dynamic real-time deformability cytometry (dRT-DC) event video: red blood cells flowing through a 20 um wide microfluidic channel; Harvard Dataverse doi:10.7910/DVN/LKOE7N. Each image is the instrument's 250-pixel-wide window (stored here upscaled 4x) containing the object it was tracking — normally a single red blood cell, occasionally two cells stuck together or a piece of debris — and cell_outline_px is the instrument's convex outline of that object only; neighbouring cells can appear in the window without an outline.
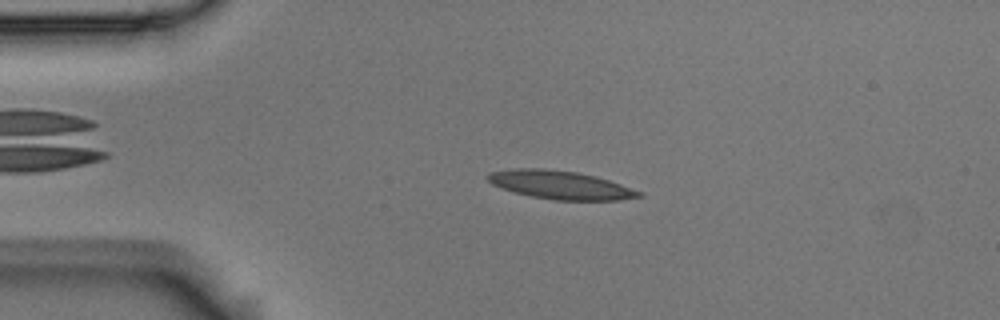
{"species": "Egyptian fruit bat (a non-hibernating species)", "species_latin": "Rousettus aegyptiacus", "temperature_condition": "room temperature", "stored_images_in_passage": 48, "camera_frame_rate_fps": 3000, "um_per_image_px": 0.085, "animal": {"sex": "male"}, "frame": {"image": 1, "passage_image": 11, "time_ms": 3.333, "image_size_px": [1000, 320], "cell_outline_px": [[644, 196], [616, 200], [556, 200], [532, 196], [516, 192], [492, 184], [484, 176], [492, 172], [516, 168], [544, 168], [576, 172], [596, 176], [644, 192]], "centroid_in_image_um": [47.66, 15.71], "position_along_channel_um": 37.3, "area_um2": 24.74}}
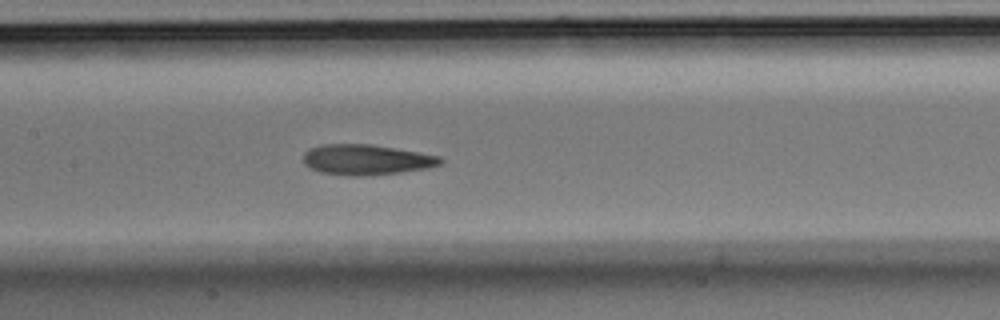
{"frame": {"image": 2, "passage_image": 25, "time_ms": 8.0, "image_size_px": [1000, 320], "cell_outline_px": [[444, 160], [440, 164], [428, 168], [400, 172], [360, 176], [352, 176], [320, 172], [308, 168], [304, 164], [304, 152], [308, 148], [320, 144], [372, 144], [440, 156]], "centroid_in_image_um": [31.09, 13.56], "position_along_channel_um": 176.3, "area_um2": 24.33}}
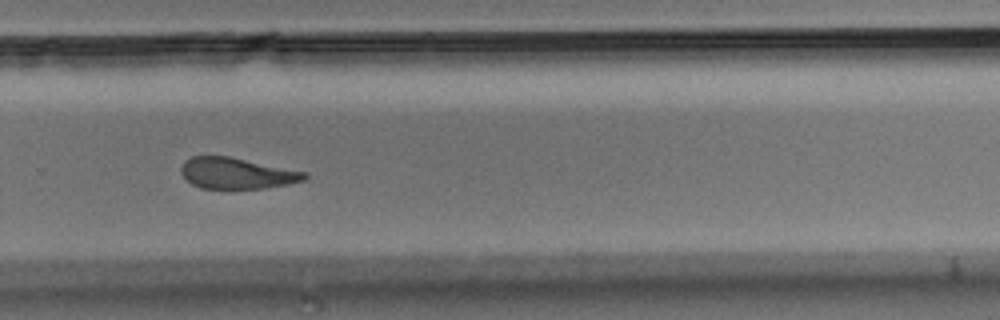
{"frame": {"image": 3, "passage_image": 36, "time_ms": 11.667, "image_size_px": [1000, 320], "cell_outline_px": [[308, 176], [304, 180], [288, 184], [264, 188], [200, 188], [192, 184], [180, 172], [180, 168], [184, 160], [192, 156], [228, 156], [308, 172]], "centroid_in_image_um": [20.12, 14.72], "position_along_channel_um": 309.7, "area_um2": 22.31}, "authors_computed_cell_mechanics": {"area_um2": 24.1026, "velocity_mm_per_s": 3.6554, "shape_relaxation_time_tau1_ms": 10.5827, "shape_relaxation_time_tau2_ms": 3.6283, "deformation_change_tau1": 0.2224, "deformation_change_tau2": 0.1248}}